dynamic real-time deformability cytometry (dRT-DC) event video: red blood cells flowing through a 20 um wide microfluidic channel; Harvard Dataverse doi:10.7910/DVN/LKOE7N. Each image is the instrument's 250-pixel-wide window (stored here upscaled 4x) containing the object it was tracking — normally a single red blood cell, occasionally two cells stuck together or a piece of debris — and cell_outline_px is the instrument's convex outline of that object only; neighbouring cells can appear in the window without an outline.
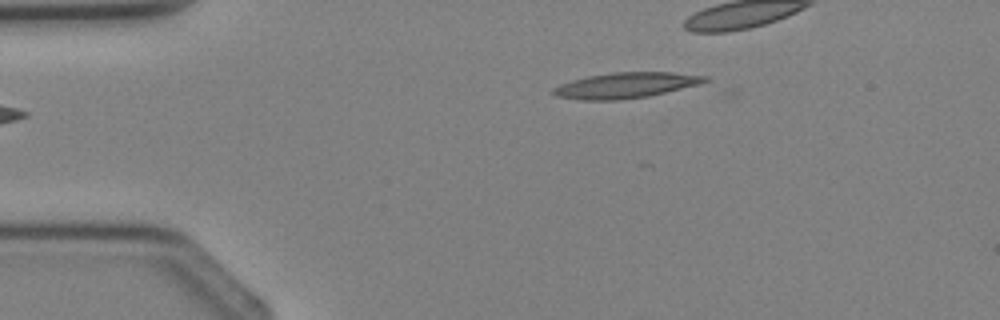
{"species": "Egyptian fruit bat (a non-hibernating species)", "species_latin": "Rousettus aegyptiacus", "temperature_condition": "cold", "stored_images_in_passage": 4, "camera_frame_rate_fps": 3000, "um_per_image_px": 0.085, "animal": {"sex": "female"}, "frame": {"image": 1, "passage_image": 4, "time_ms": 3.333, "image_size_px": [1000, 320], "cell_outline_px": [[708, 80], [700, 84], [648, 96], [620, 100], [580, 100], [556, 96], [552, 92], [552, 88], [560, 84], [572, 80], [588, 76], [612, 72], [672, 72], [708, 76]], "centroid_in_image_um": [53.17, 7.25], "position_along_channel_um": 31.8, "area_um2": 22.6}}